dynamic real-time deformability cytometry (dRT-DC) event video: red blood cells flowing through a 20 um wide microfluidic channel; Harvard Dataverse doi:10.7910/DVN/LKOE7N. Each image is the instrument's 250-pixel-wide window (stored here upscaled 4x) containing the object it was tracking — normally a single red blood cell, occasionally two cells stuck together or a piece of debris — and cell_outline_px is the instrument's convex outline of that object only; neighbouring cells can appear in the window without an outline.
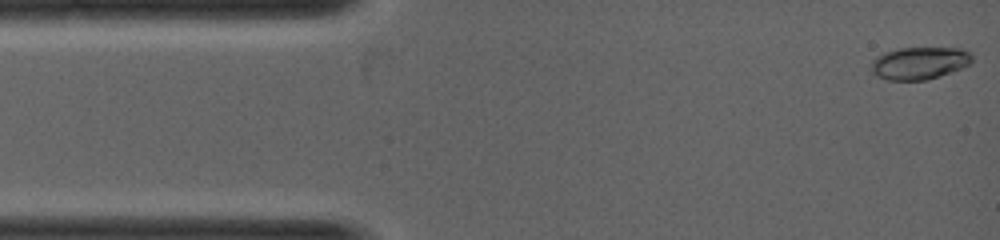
{"species": "common noctule bat (a hibernating species)", "species_latin": "Nyctalus noctula", "temperature_condition": "warm", "stored_images_in_passage": 36, "camera_frame_rate_fps": 5000, "um_per_image_px": 0.085, "animal": {"sex": "female", "body_mass_g": 19.0, "forearm_length_mm": 53.3}, "frame": {"image": 1, "passage_image": 1, "time_ms": 0.0, "image_size_px": [1000, 240], "cell_outline_px": [[972, 60], [968, 64], [960, 68], [928, 80], [888, 80], [876, 76], [872, 72], [872, 60], [876, 56], [884, 52], [900, 48], [960, 48], [968, 52], [972, 56]], "centroid_in_image_um": [78.11, 5.36], "position_along_channel_um": 6.9, "area_um2": 18.9}}
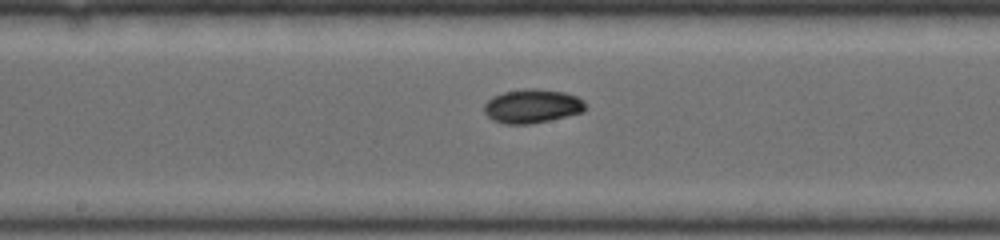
{"frame": {"image": 2, "passage_image": 17, "time_ms": 3.2, "image_size_px": [1000, 240], "cell_outline_px": [[588, 108], [584, 112], [548, 120], [528, 124], [504, 124], [492, 120], [484, 112], [484, 104], [492, 96], [504, 92], [528, 88], [532, 88], [564, 92], [576, 96], [584, 100]], "centroid_in_image_um": [45.25, 9.02], "position_along_channel_um": 203.0, "area_um2": 20.06}}
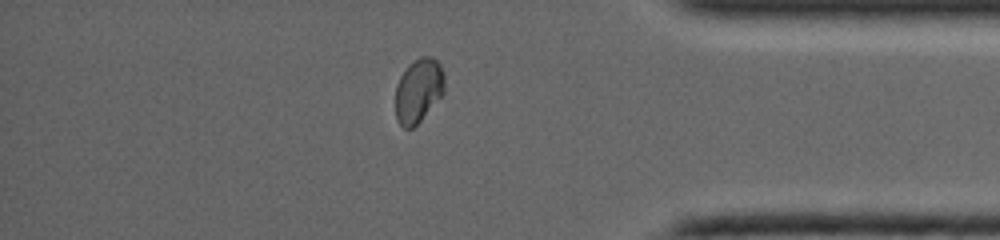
{"frame": {"image": 3, "passage_image": 29, "time_ms": 5.6, "image_size_px": [1000, 240], "cell_outline_px": [[444, 92], [420, 120], [412, 128], [404, 128], [396, 120], [396, 84], [400, 76], [408, 64], [412, 60], [420, 56], [432, 56], [440, 64], [444, 72]], "centroid_in_image_um": [35.56, 7.65], "position_along_channel_um": 399.6, "area_um2": 18.32}}